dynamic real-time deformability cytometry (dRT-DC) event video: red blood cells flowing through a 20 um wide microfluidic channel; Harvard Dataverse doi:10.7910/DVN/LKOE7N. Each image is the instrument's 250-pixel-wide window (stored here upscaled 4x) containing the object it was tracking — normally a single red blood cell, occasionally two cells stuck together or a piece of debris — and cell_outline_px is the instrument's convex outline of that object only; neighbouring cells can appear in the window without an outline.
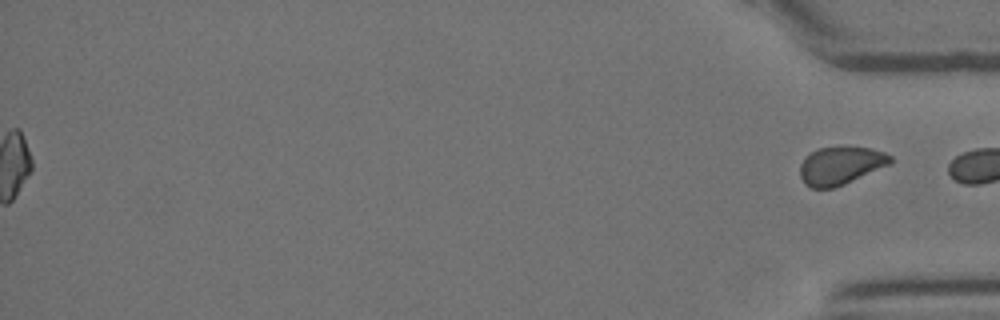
{"species": "Egyptian fruit bat (a non-hibernating species)", "species_latin": "Rousettus aegyptiacus", "temperature_condition": "room temperature", "stored_images_in_passage": 40, "segment_of_instrument_passage": [2, 2], "camera_frame_rate_fps": 3000, "um_per_image_px": 0.085, "animal": {"sex": "female"}, "frame": {"image": 1, "passage_image": 40, "time_ms": 13.0, "image_size_px": [1000, 320], "cell_outline_px": [[892, 160], [888, 164], [844, 184], [832, 188], [812, 188], [804, 184], [800, 176], [800, 164], [812, 152], [820, 148], [848, 144], [868, 148], [884, 152], [892, 156]], "centroid_in_image_um": [71.43, 14.04], "position_along_channel_um": 363.8, "area_um2": 20.0}}